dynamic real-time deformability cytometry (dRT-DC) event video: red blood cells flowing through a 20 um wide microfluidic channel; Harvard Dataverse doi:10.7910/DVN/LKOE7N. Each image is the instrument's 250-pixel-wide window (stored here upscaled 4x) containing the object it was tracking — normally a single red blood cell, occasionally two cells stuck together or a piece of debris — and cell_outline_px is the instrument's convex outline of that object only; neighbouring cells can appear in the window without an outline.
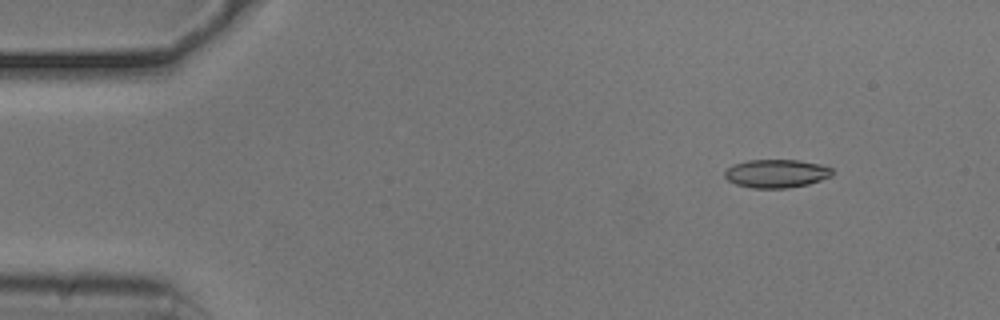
{"species": "common noctule bat (a hibernating species)", "species_latin": "Nyctalus noctula", "temperature_condition": "cold", "stored_images_in_passage": 52, "camera_frame_rate_fps": 3000, "um_per_image_px": 0.085, "animal": {"sex": "male", "body_mass_g": 20.5, "forearm_length_mm": 52.5}, "frame": {"image": 1, "passage_image": 5, "time_ms": 1.333, "image_size_px": [1000, 320], "cell_outline_px": [[832, 176], [808, 184], [788, 188], [752, 188], [736, 184], [728, 180], [724, 176], [724, 172], [732, 164], [748, 160], [800, 160], [820, 164], [832, 168]], "centroid_in_image_um": [65.98, 14.74], "position_along_channel_um": 19.0, "area_um2": 17.8}}
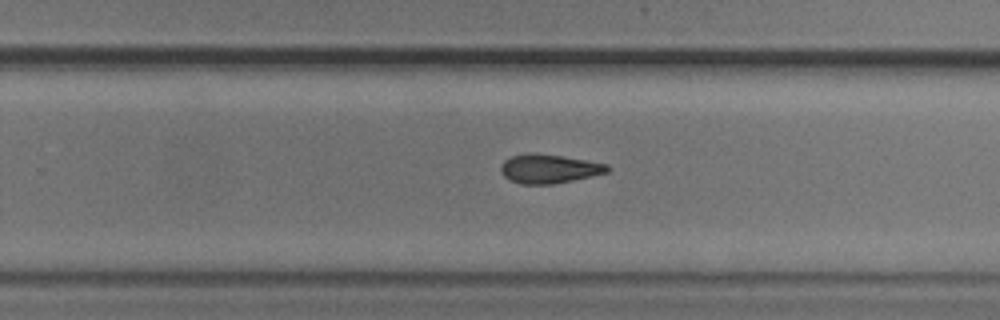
{"frame": {"image": 2, "passage_image": 33, "time_ms": 10.667, "image_size_px": [1000, 320], "cell_outline_px": [[608, 172], [572, 180], [552, 184], [520, 184], [504, 176], [500, 172], [500, 168], [504, 160], [512, 156], [528, 152], [536, 152], [608, 164]], "centroid_in_image_um": [46.61, 14.33], "position_along_channel_um": 283.2, "area_um2": 17.8}}
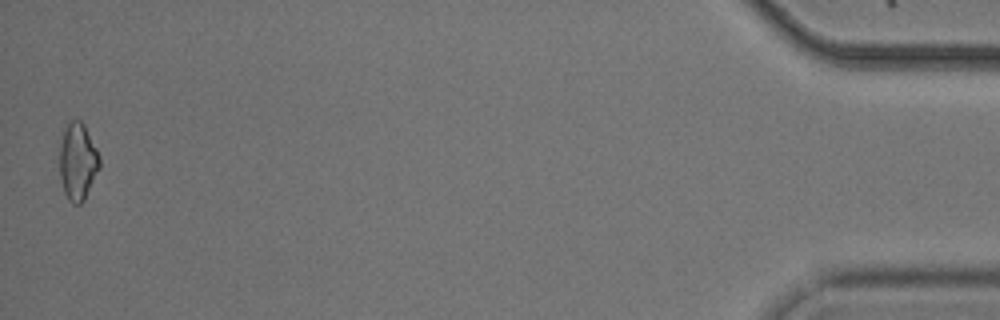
{"frame": {"image": 3, "passage_image": 52, "time_ms": 17.0, "image_size_px": [1000, 320], "cell_outline_px": [[100, 168], [84, 200], [80, 204], [72, 204], [68, 200], [64, 192], [60, 180], [60, 144], [64, 132], [68, 124], [72, 120], [80, 120], [84, 124], [100, 156]], "centroid_in_image_um": [6.62, 13.77], "position_along_channel_um": 428.6, "area_um2": 17.92}, "authors_computed_cell_mechanics": {"area_um2": 17.8602, "velocity_mm_per_s": 3.7713, "shape_relaxation_time_tau1_ms": null, "shape_relaxation_time_tau2_ms": 2.4544, "deformation_change_tau1": null, "deformation_change_tau2": 0.097}}